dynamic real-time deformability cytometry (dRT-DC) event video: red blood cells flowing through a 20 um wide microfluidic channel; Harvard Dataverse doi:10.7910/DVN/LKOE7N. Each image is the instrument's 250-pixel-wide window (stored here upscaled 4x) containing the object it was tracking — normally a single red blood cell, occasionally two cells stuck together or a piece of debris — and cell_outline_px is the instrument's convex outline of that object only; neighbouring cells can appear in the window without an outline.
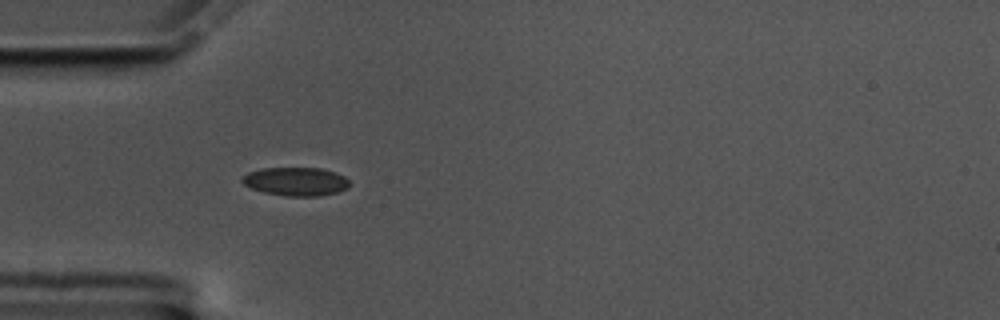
{"species": "common noctule bat (a hibernating species)", "species_latin": "Nyctalus noctula", "temperature_condition": "cold", "stored_images_in_passage": 42, "camera_frame_rate_fps": 3000, "um_per_image_px": 0.085, "animal": {"sex": "male", "body_mass_g": 17.5, "forearm_length_mm": 52.3}, "frame": {"image": 1, "passage_image": 1, "time_ms": 0.0, "image_size_px": [1000, 320], "cell_outline_px": [[348, 188], [336, 192], [320, 196], [288, 196], [264, 192], [252, 188], [244, 184], [240, 180], [248, 172], [260, 168], [320, 168], [336, 172], [344, 176], [348, 180]], "centroid_in_image_um": [25.14, 15.42], "position_along_channel_um": 59.9, "area_um2": 17.74}}
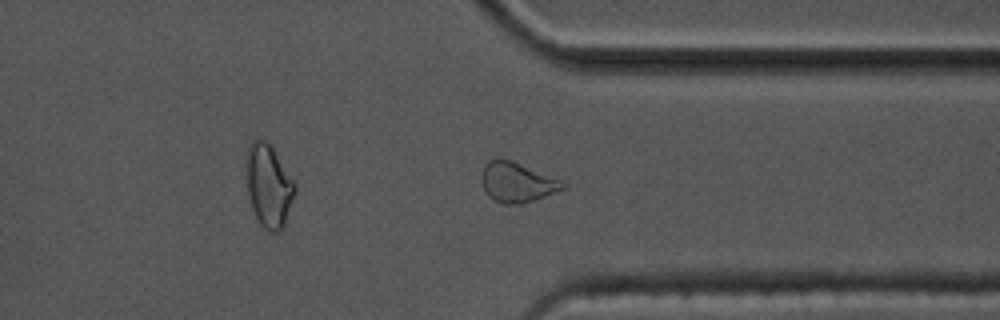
{"frame": {"image": 2, "passage_image": 28, "time_ms": 9.0, "image_size_px": [1000, 320], "cell_outline_px": [[568, 184], [564, 188], [544, 196], [520, 204], [504, 204], [488, 196], [484, 188], [484, 164], [488, 160], [496, 156], [512, 160], [564, 180]], "centroid_in_image_um": [43.99, 15.45], "position_along_channel_um": 367.4, "area_um2": 18.84}}
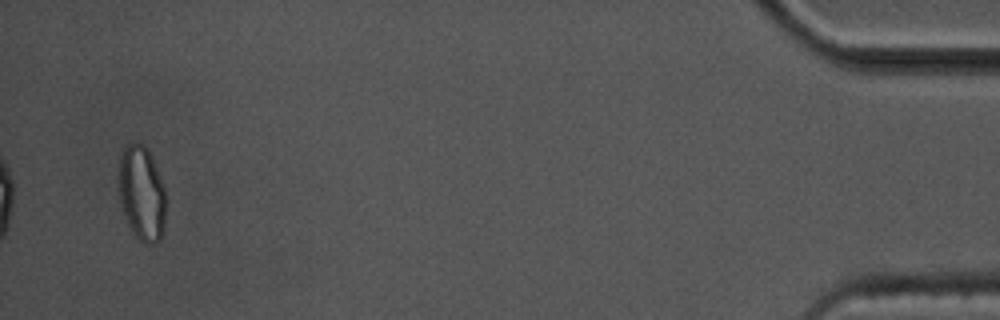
{"frame": {"image": 3, "passage_image": 40, "time_ms": 13.0, "image_size_px": [1000, 320], "cell_outline_px": [[164, 228], [160, 240], [156, 244], [144, 244], [132, 232], [128, 224], [120, 200], [120, 156], [124, 148], [128, 144], [136, 140], [144, 144], [156, 168], [164, 188]], "centroid_in_image_um": [12.05, 16.45], "position_along_channel_um": 423.2, "area_um2": 25.55}, "authors_computed_cell_mechanics": {"area_um2": 17.629, "velocity_mm_per_s": 3.4575, "shape_relaxation_time_tau1_ms": null, "shape_relaxation_time_tau2_ms": 2.0863, "deformation_change_tau1": null, "deformation_change_tau2": 0.0599}}